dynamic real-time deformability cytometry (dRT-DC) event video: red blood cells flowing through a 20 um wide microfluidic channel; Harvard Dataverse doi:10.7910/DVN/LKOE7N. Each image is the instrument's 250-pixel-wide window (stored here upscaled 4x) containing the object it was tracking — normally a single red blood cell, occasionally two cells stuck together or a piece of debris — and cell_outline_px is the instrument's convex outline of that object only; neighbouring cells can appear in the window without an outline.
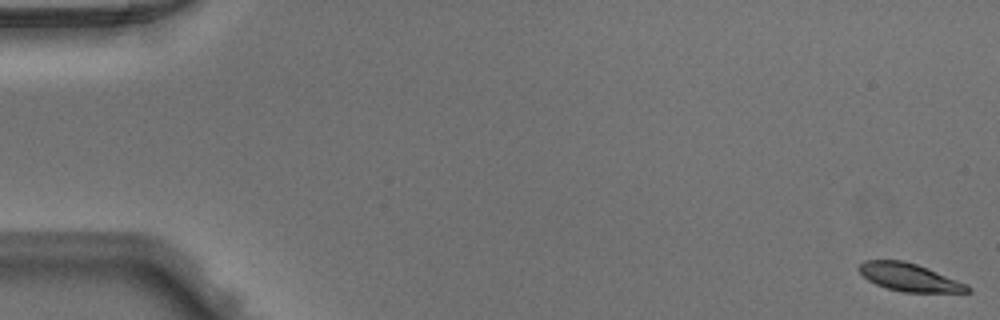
{"species": "Egyptian fruit bat (a non-hibernating species)", "species_latin": "Rousettus aegyptiacus", "temperature_condition": "warm", "stored_images_in_passage": 50, "camera_frame_rate_fps": 3000, "um_per_image_px": 0.085, "animal": {"sex": "male"}, "frame": {"image": 1, "passage_image": 1, "time_ms": 0.0, "image_size_px": [1000, 320], "cell_outline_px": [[972, 292], [904, 292], [888, 288], [876, 284], [868, 280], [860, 272], [860, 264], [864, 260], [904, 260], [928, 268], [968, 284], [972, 288]], "centroid_in_image_um": [77.34, 23.57], "position_along_channel_um": 7.7, "area_um2": 17.51}}
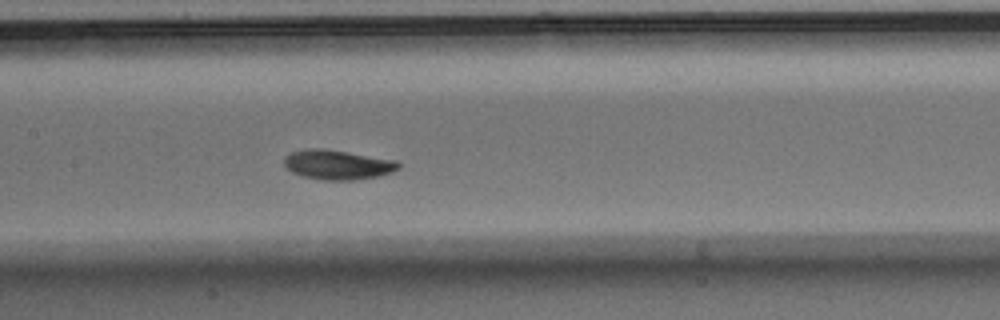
{"frame": {"image": 2, "passage_image": 25, "time_ms": 8.0, "image_size_px": [1000, 320], "cell_outline_px": [[400, 168], [392, 172], [380, 176], [352, 180], [320, 180], [304, 176], [292, 172], [284, 164], [284, 156], [292, 152], [308, 148], [324, 148], [396, 160], [400, 164]], "centroid_in_image_um": [28.71, 14.0], "position_along_channel_um": 178.7, "area_um2": 19.77}}
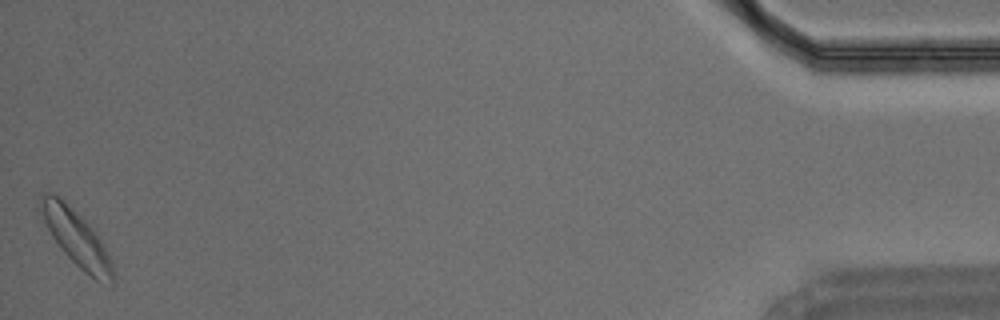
{"frame": {"image": 3, "passage_image": 50, "time_ms": 16.333, "image_size_px": [1000, 320], "cell_outline_px": [[116, 280], [112, 284], [96, 280], [84, 272], [60, 248], [36, 212], [36, 204], [40, 196], [44, 192], [52, 192], [60, 196], [92, 228], [100, 240], [112, 264]], "centroid_in_image_um": [6.39, 20.16], "position_along_channel_um": 428.8, "area_um2": 23.7}}